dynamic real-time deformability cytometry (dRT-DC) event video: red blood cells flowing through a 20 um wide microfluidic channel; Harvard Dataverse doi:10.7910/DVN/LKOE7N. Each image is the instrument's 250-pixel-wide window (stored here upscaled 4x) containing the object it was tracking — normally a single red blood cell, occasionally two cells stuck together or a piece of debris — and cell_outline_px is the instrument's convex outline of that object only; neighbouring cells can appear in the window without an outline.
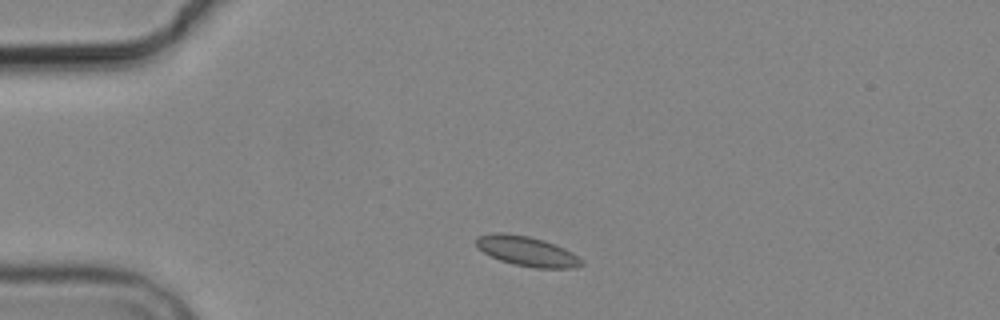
{"species": "common noctule bat (a hibernating species)", "species_latin": "Nyctalus noctula", "temperature_condition": "cold", "stored_images_in_passage": 3, "camera_frame_rate_fps": 3000, "um_per_image_px": 0.085, "animal": {"sex": "male", "body_mass_g": 19.2, "forearm_length_mm": 51.8}, "frame": {"image": 1, "passage_image": 1, "time_ms": 0.0, "image_size_px": [1000, 320], "cell_outline_px": [[584, 264], [576, 268], [536, 268], [512, 264], [500, 260], [484, 252], [476, 244], [476, 236], [496, 232], [504, 232], [528, 236], [544, 240], [564, 248], [580, 256], [584, 260]], "centroid_in_image_um": [44.84, 21.35], "position_along_channel_um": 40.2, "area_um2": 18.44}}
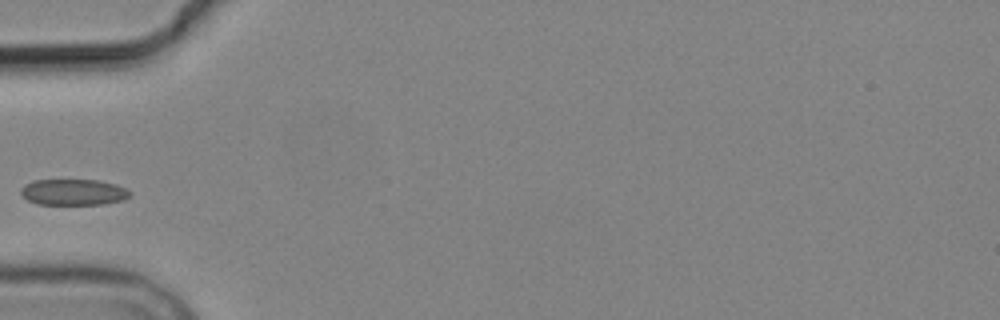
{"frame": {"image": 2, "passage_image": 2, "time_ms": 2.0, "image_size_px": [1000, 320], "cell_outline_px": [[132, 196], [124, 200], [104, 204], [36, 204], [28, 200], [20, 192], [20, 188], [24, 184], [36, 180], [100, 180], [116, 184], [132, 192]], "centroid_in_image_um": [6.27, 16.33], "position_along_channel_um": 78.7, "area_um2": 16.7}}
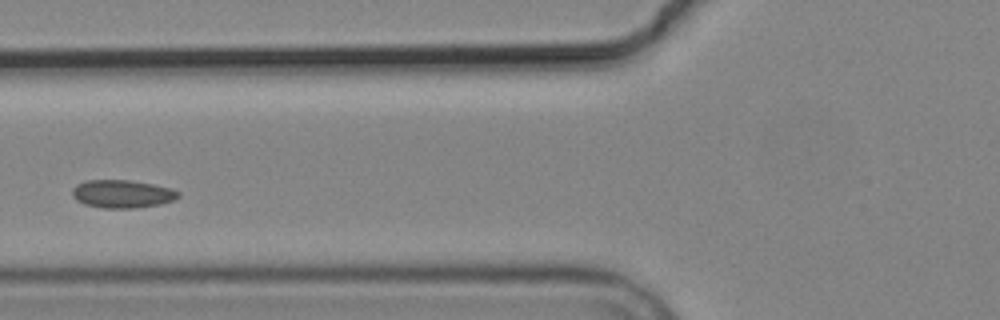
{"frame": {"image": 3, "passage_image": 3, "time_ms": 3.0, "image_size_px": [1000, 320], "cell_outline_px": [[180, 196], [172, 200], [160, 204], [136, 208], [100, 208], [84, 204], [76, 200], [72, 196], [72, 188], [76, 184], [84, 180], [128, 180], [152, 184], [172, 188], [180, 192]], "centroid_in_image_um": [10.36, 16.48], "position_along_channel_um": 115.4, "area_um2": 17.46}}